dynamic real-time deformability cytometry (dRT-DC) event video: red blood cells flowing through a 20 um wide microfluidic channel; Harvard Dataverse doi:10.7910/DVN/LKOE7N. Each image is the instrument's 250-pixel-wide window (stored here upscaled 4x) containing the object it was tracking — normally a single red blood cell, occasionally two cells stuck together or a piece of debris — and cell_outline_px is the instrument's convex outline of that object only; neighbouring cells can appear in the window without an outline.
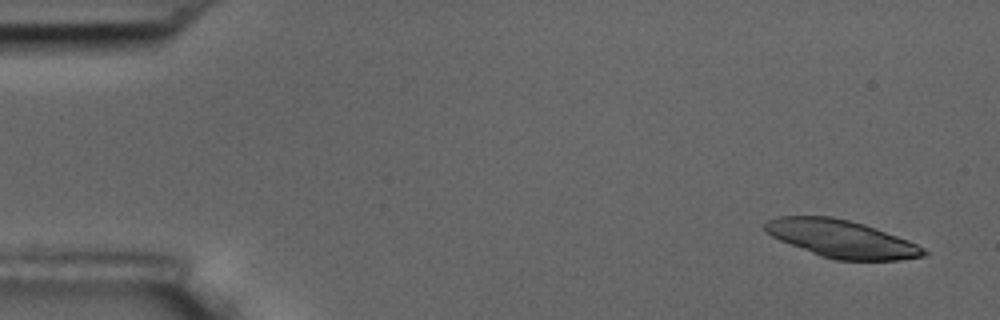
{"species": "common noctule bat (a hibernating species)", "species_latin": "Nyctalus noctula", "temperature_condition": "room temperature", "stored_images_in_passage": 5, "camera_frame_rate_fps": 3000, "um_per_image_px": 0.085, "animal": {"sex": "male", "body_mass_g": 17.5, "forearm_length_mm": 52.3}, "frame": {"image": 1, "passage_image": 1, "time_ms": 0.0, "image_size_px": [1000, 320], "cell_outline_px": [[928, 252], [924, 256], [900, 260], [836, 260], [820, 256], [780, 240], [764, 232], [764, 224], [768, 220], [780, 216], [832, 216], [864, 224], [908, 240], [924, 248]], "centroid_in_image_um": [71.52, 20.3], "position_along_channel_um": 13.5, "area_um2": 34.56}}
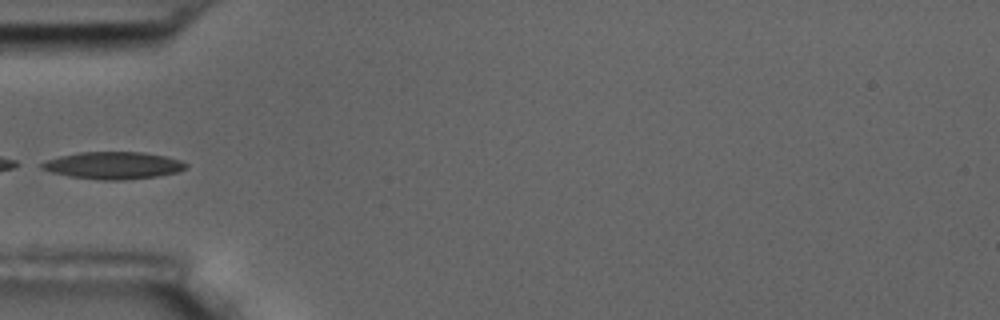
{"frame": {"image": 2, "passage_image": 5, "time_ms": 5.333, "image_size_px": [1000, 320], "cell_outline_px": [[188, 168], [176, 172], [156, 176], [124, 180], [100, 180], [68, 176], [52, 172], [40, 168], [40, 164], [44, 160], [60, 156], [80, 152], [144, 152], [164, 156], [180, 160], [188, 164]], "centroid_in_image_um": [9.61, 14.06], "position_along_channel_um": 75.4, "area_um2": 22.89}}